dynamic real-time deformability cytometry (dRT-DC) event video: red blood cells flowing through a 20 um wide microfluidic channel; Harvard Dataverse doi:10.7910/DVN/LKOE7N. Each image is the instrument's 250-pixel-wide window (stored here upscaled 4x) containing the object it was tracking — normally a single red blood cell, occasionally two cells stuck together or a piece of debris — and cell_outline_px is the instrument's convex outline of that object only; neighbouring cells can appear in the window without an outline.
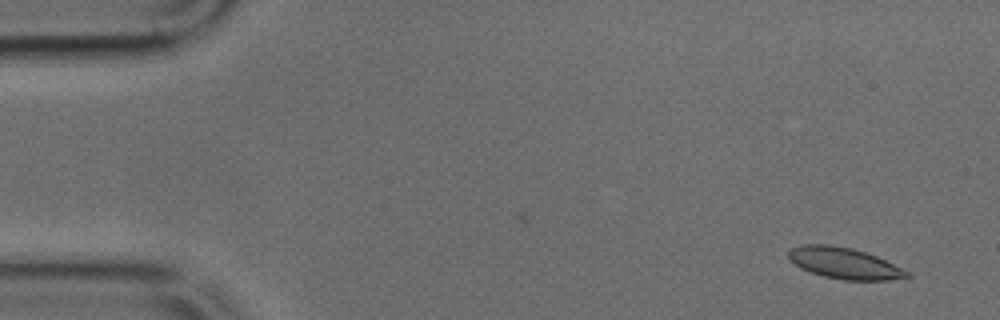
{"species": "common noctule bat (a hibernating species)", "species_latin": "Nyctalus noctula", "temperature_condition": "cold", "stored_images_in_passage": 41, "camera_frame_rate_fps": 3000, "um_per_image_px": 0.085, "animal": {"sex": "male", "body_mass_g": 17.9, "forearm_length_mm": 54.2}, "frame": {"image": 1, "passage_image": 2, "time_ms": 0.333, "image_size_px": [1000, 320], "cell_outline_px": [[912, 276], [888, 280], [844, 280], [824, 276], [800, 268], [788, 256], [788, 252], [792, 248], [804, 244], [828, 244], [852, 248], [876, 256], [908, 272]], "centroid_in_image_um": [71.74, 22.37], "position_along_channel_um": 13.3, "area_um2": 21.1}}
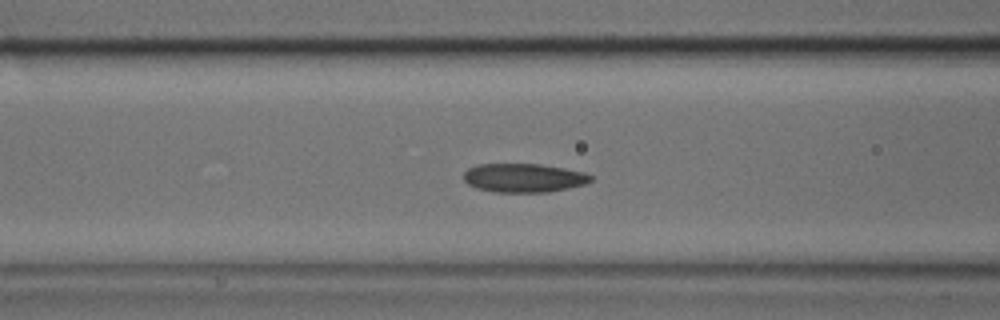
{"frame": {"image": 2, "passage_image": 18, "time_ms": 5.667, "image_size_px": [1000, 320], "cell_outline_px": [[592, 180], [584, 184], [568, 188], [548, 192], [492, 192], [476, 188], [468, 184], [464, 180], [464, 172], [468, 168], [476, 164], [540, 164], [564, 168], [584, 172], [592, 176]], "centroid_in_image_um": [44.49, 15.12], "position_along_channel_um": 122.1, "area_um2": 21.39}}
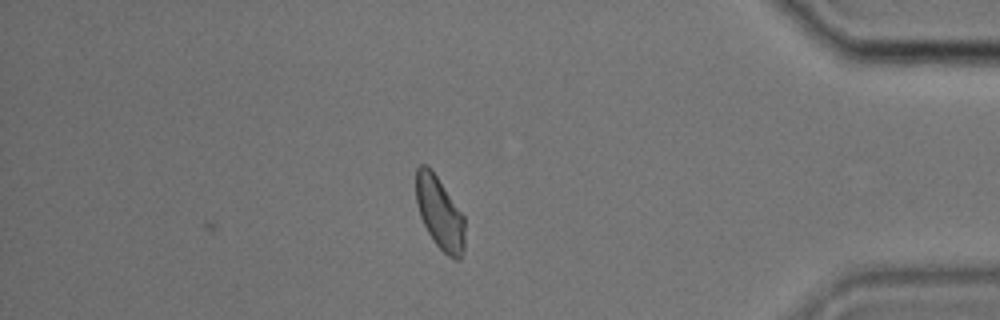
{"frame": {"image": 3, "passage_image": 41, "time_ms": 13.333, "image_size_px": [1000, 320], "cell_outline_px": [[464, 252], [460, 260], [456, 260], [448, 256], [436, 244], [428, 232], [420, 216], [416, 204], [416, 168], [420, 164], [424, 164], [436, 176], [464, 216]], "centroid_in_image_um": [37.37, 18.15], "position_along_channel_um": 397.8, "area_um2": 20.35}}